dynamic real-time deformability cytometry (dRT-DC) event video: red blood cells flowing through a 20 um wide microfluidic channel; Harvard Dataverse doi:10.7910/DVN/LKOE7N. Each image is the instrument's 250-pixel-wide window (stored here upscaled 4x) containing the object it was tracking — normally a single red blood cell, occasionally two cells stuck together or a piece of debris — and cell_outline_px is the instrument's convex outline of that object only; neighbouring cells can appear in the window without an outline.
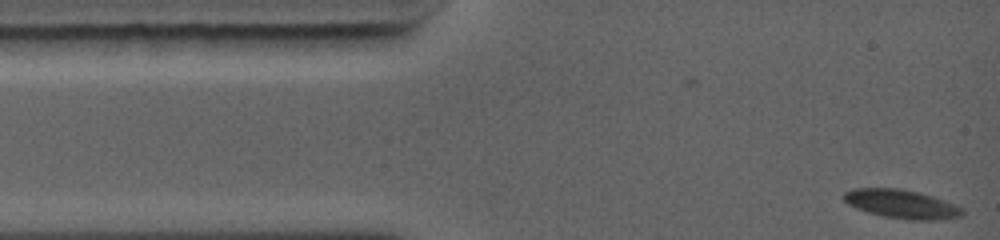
{"species": "common noctule bat (a hibernating species)", "species_latin": "Nyctalus noctula", "temperature_condition": "warm", "stored_images_in_passage": 52, "camera_frame_rate_fps": 5000, "um_per_image_px": 0.085, "animal": {"sex": "female", "body_mass_g": 19.0, "forearm_length_mm": 56.7}, "frame": {"image": 1, "passage_image": 1, "time_ms": 0.0, "image_size_px": [1000, 240], "cell_outline_px": [[964, 212], [960, 216], [936, 220], [912, 220], [884, 216], [868, 212], [856, 208], [848, 204], [840, 196], [844, 192], [852, 188], [900, 188], [920, 192], [944, 200], [964, 208]], "centroid_in_image_um": [76.6, 17.33], "position_along_channel_um": 8.4, "area_um2": 19.94}}
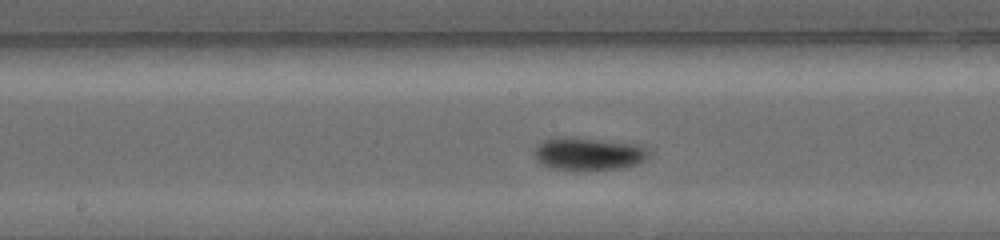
{"frame": {"image": 2, "passage_image": 30, "time_ms": 5.8, "image_size_px": [1000, 240], "cell_outline_px": [[652, 148], [648, 156], [640, 164], [624, 168], [580, 172], [548, 168], [540, 164], [536, 160], [532, 152], [532, 148], [540, 140], [556, 136], [576, 136], [640, 144]], "centroid_in_image_um": [49.98, 13.07], "position_along_channel_um": 198.2, "area_um2": 23.64}}
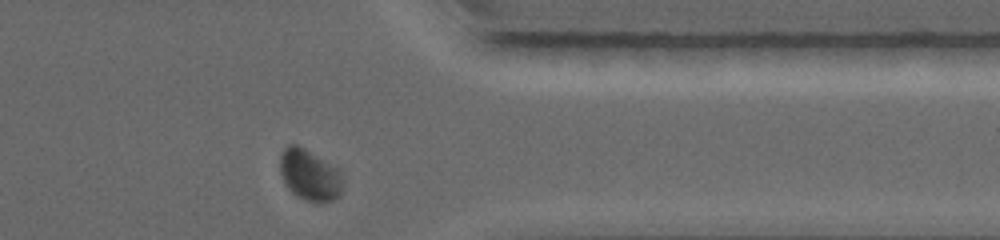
{"frame": {"image": 3, "passage_image": 52, "time_ms": 10.2, "image_size_px": [1000, 240], "cell_outline_px": [[344, 184], [340, 196], [332, 200], [320, 204], [316, 204], [296, 196], [288, 188], [280, 172], [280, 156], [284, 148], [288, 144], [296, 144], [304, 148], [336, 168], [340, 172], [344, 180]], "centroid_in_image_um": [26.34, 14.91], "position_along_channel_um": 385.1, "area_um2": 18.84}, "authors_computed_cell_mechanics": {"area_um2": 20.4901, "velocity_mm_per_s": 4.3937, "shape_relaxation_time_tau1_ms": 2.0248, "shape_relaxation_time_tau2_ms": null, "deformation_change_tau1": 0.0897, "deformation_change_tau2": null}}